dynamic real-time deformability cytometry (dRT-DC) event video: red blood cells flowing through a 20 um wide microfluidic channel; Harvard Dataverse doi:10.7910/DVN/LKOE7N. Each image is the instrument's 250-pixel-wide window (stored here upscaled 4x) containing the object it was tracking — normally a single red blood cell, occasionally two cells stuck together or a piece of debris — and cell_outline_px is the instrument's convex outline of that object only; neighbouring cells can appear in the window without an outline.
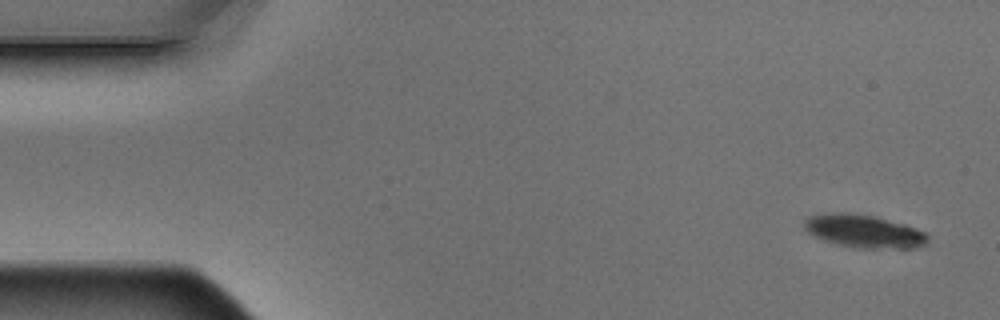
{"species": "Egyptian fruit bat (a non-hibernating species)", "species_latin": "Rousettus aegyptiacus", "temperature_condition": "warm", "stored_images_in_passage": 5, "segment_of_instrument_passage": [1, 2], "camera_frame_rate_fps": 3000, "um_per_image_px": 0.085, "animal": {"sex": "male"}, "frame": {"image": 1, "passage_image": 1, "time_ms": 0.0, "image_size_px": [1000, 320], "cell_outline_px": [[928, 244], [920, 248], [856, 248], [824, 240], [808, 232], [804, 228], [804, 220], [808, 216], [828, 212], [848, 212], [876, 216], [904, 224], [928, 232]], "centroid_in_image_um": [73.49, 19.64], "position_along_channel_um": 11.5, "area_um2": 24.04}}
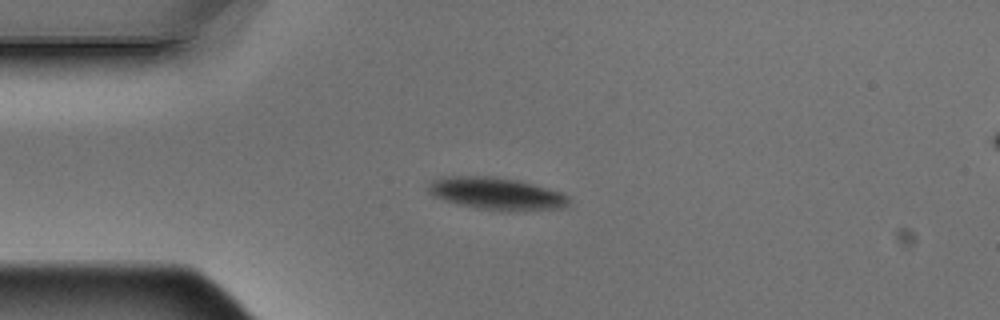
{"frame": {"image": 2, "passage_image": 4, "time_ms": 1.0, "image_size_px": [1000, 320], "cell_outline_px": [[568, 204], [564, 208], [516, 212], [504, 212], [476, 208], [456, 204], [432, 196], [428, 192], [428, 184], [432, 180], [440, 176], [492, 176], [516, 180], [532, 184], [560, 192], [568, 196]], "centroid_in_image_um": [42.16, 16.48], "position_along_channel_um": 42.8, "area_um2": 26.88}}